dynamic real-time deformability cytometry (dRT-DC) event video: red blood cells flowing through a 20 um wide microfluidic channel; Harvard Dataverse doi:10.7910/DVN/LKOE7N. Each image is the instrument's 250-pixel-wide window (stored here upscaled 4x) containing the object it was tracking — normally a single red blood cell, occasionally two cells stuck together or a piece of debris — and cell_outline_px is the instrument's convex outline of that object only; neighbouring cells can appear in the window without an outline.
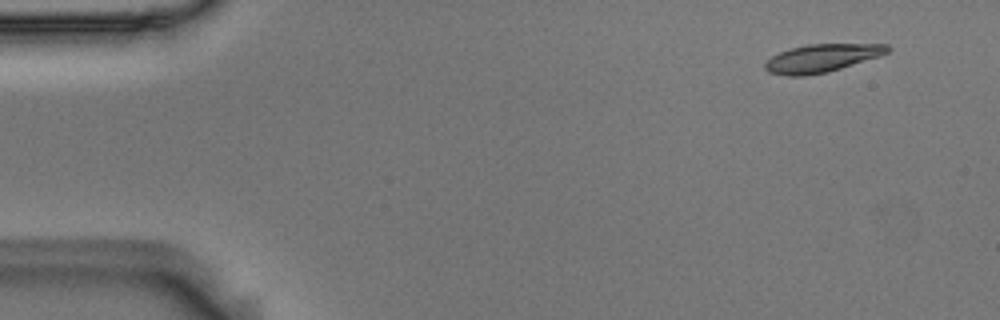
{"species": "Egyptian fruit bat (a non-hibernating species)", "species_latin": "Rousettus aegyptiacus", "temperature_condition": "room temperature", "stored_images_in_passage": 5, "camera_frame_rate_fps": 3000, "um_per_image_px": 0.085, "animal": {"sex": "male"}, "frame": {"image": 1, "passage_image": 1, "time_ms": 0.0, "image_size_px": [1000, 320], "cell_outline_px": [[892, 48], [888, 52], [880, 56], [828, 72], [804, 76], [788, 76], [768, 72], [764, 68], [764, 64], [772, 56], [780, 52], [792, 48], [808, 44], [888, 44]], "centroid_in_image_um": [69.87, 4.94], "position_along_channel_um": 15.1, "area_um2": 19.94}}
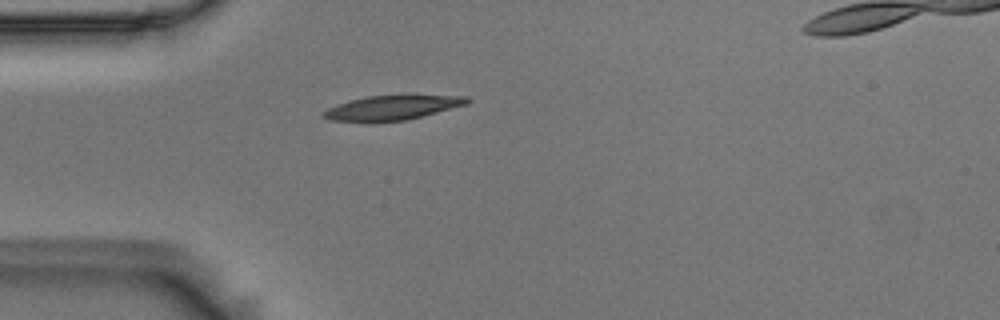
{"frame": {"image": 2, "passage_image": 4, "time_ms": 1.0, "image_size_px": [1000, 320], "cell_outline_px": [[472, 100], [468, 104], [404, 120], [372, 124], [368, 124], [332, 120], [324, 116], [320, 112], [328, 108], [348, 100], [368, 96], [408, 92], [468, 96]], "centroid_in_image_um": [33.38, 9.11], "position_along_channel_um": 51.6, "area_um2": 22.08}}